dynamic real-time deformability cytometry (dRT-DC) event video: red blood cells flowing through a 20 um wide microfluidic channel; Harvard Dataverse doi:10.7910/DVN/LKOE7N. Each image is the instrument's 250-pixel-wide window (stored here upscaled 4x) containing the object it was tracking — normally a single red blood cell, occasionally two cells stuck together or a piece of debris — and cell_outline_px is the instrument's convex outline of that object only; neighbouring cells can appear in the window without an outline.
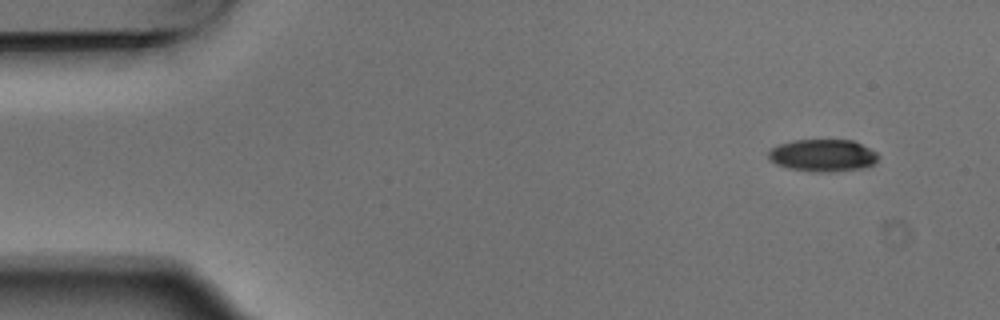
{"species": "Egyptian fruit bat (a non-hibernating species)", "species_latin": "Rousettus aegyptiacus", "temperature_condition": "warm", "stored_images_in_passage": 7, "camera_frame_rate_fps": 3000, "um_per_image_px": 0.085, "animal": {"sex": "male"}, "frame": {"image": 1, "passage_image": 1, "time_ms": 0.0, "image_size_px": [1000, 320], "cell_outline_px": [[880, 156], [872, 164], [864, 168], [828, 172], [812, 172], [788, 168], [776, 164], [768, 160], [768, 152], [772, 148], [780, 144], [792, 140], [852, 140], [876, 152]], "centroid_in_image_um": [69.91, 13.22], "position_along_channel_um": 15.1, "area_um2": 20.63}}
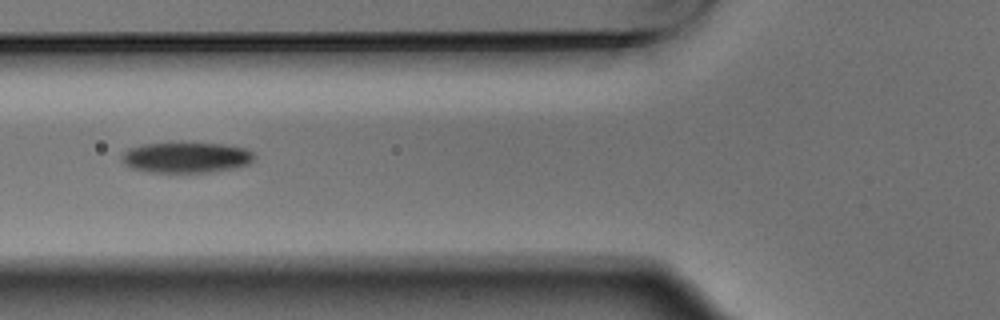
{"frame": {"image": 2, "passage_image": 5, "time_ms": 1.333, "image_size_px": [1000, 320], "cell_outline_px": [[256, 156], [248, 164], [232, 168], [208, 172], [148, 172], [132, 168], [124, 164], [120, 160], [120, 156], [128, 148], [144, 144], [224, 144], [244, 148], [252, 152]], "centroid_in_image_um": [15.78, 13.4], "position_along_channel_um": 110.0, "area_um2": 23.29}}
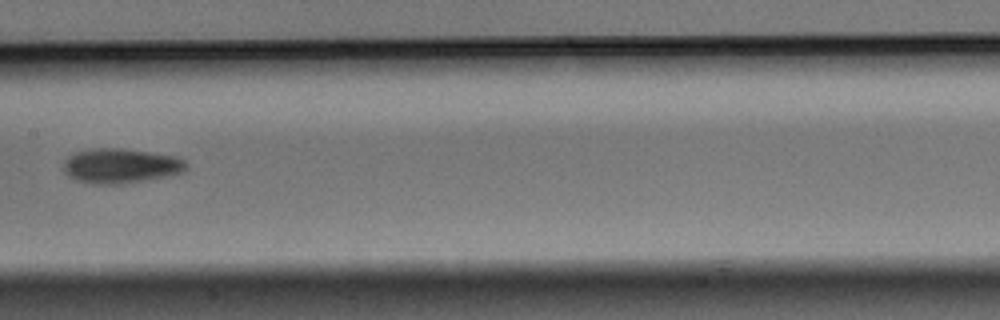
{"frame": {"image": 3, "passage_image": 7, "time_ms": 2.0, "image_size_px": [1000, 320], "cell_outline_px": [[188, 168], [180, 172], [168, 176], [148, 180], [120, 184], [92, 184], [76, 180], [68, 176], [64, 172], [64, 160], [68, 156], [76, 152], [96, 148], [116, 148], [172, 156], [184, 160], [188, 164]], "centroid_in_image_um": [10.22, 14.12], "position_along_channel_um": 197.2, "area_um2": 24.62}}